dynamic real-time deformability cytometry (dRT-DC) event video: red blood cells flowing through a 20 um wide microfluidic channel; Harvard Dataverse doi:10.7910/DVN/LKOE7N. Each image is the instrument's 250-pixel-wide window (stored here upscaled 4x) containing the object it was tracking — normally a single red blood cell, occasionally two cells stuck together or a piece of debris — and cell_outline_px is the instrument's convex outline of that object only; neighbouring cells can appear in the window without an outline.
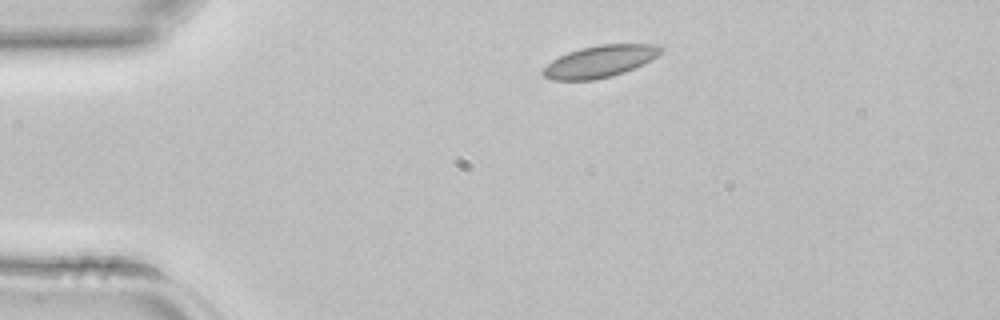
{"species": "common noctule bat (a hibernating species)", "species_latin": "Nyctalus noctula", "temperature_condition": "room temperature", "stored_images_in_passage": 2, "camera_frame_rate_fps": 3000, "um_per_image_px": 0.085, "animal": {"sex": "female", "body_mass_g": 22.7, "forearm_length_mm": 54.2}, "frame": {"image": 1, "passage_image": 1, "time_ms": 0.0, "image_size_px": [1000, 320], "cell_outline_px": [[664, 52], [624, 72], [612, 76], [592, 80], [552, 80], [544, 76], [540, 72], [552, 60], [568, 52], [580, 48], [600, 44], [660, 44], [664, 48]], "centroid_in_image_um": [50.99, 5.21], "position_along_channel_um": 34.0, "area_um2": 21.79}}